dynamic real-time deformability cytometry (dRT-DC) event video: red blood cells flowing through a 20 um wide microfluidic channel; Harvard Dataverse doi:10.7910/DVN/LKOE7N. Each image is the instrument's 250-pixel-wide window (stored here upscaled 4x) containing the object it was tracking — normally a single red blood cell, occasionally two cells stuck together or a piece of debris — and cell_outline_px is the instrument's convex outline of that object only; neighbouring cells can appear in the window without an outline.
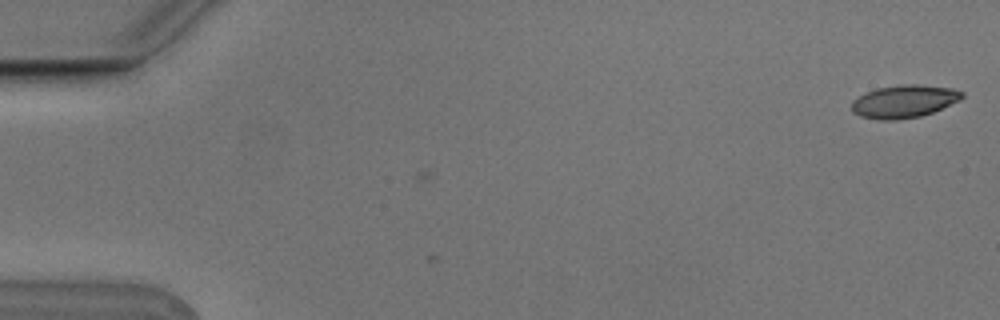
{"species": "Egyptian fruit bat (a non-hibernating species)", "species_latin": "Rousettus aegyptiacus", "temperature_condition": "cold", "stored_images_in_passage": 4, "camera_frame_rate_fps": 3000, "um_per_image_px": 0.085, "animal": {"sex": "male"}, "frame": {"image": 1, "passage_image": 4, "time_ms": 1.0, "image_size_px": [1000, 320], "cell_outline_px": [[964, 96], [960, 100], [932, 112], [920, 116], [896, 120], [880, 120], [860, 116], [852, 112], [852, 100], [876, 88], [900, 84], [916, 84], [952, 88], [964, 92]], "centroid_in_image_um": [76.85, 8.61], "position_along_channel_um": 8.2, "area_um2": 21.04}}